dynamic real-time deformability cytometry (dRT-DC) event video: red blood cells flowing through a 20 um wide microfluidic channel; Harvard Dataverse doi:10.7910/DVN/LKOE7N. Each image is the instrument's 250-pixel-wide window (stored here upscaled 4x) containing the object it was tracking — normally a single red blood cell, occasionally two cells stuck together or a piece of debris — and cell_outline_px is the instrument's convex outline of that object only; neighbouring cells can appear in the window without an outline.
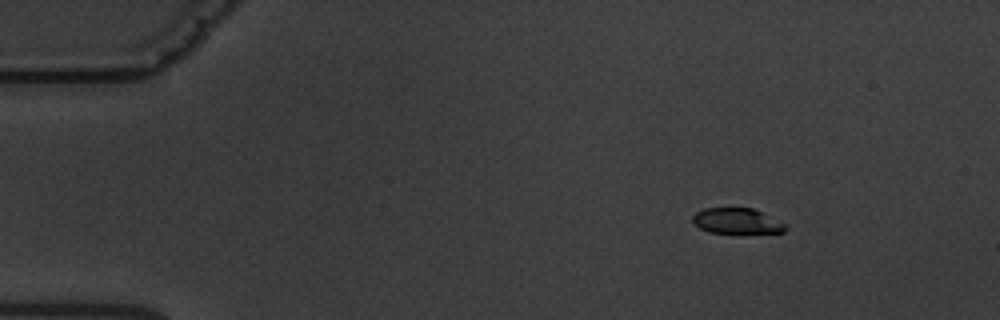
{"species": "common noctule bat (a hibernating species)", "species_latin": "Nyctalus noctula", "temperature_condition": "warm", "stored_images_in_passage": 6, "camera_frame_rate_fps": 3000, "um_per_image_px": 0.085, "animal": {"sex": "male", "body_mass_g": 19.5, "forearm_length_mm": 54.6}, "frame": {"image": 1, "passage_image": 1, "time_ms": 0.0, "image_size_px": [1000, 320], "cell_outline_px": [[788, 228], [784, 232], [708, 232], [692, 224], [692, 216], [696, 212], [704, 208], [752, 208], [788, 224]], "centroid_in_image_um": [62.62, 18.77], "position_along_channel_um": 22.4, "area_um2": 13.76}}
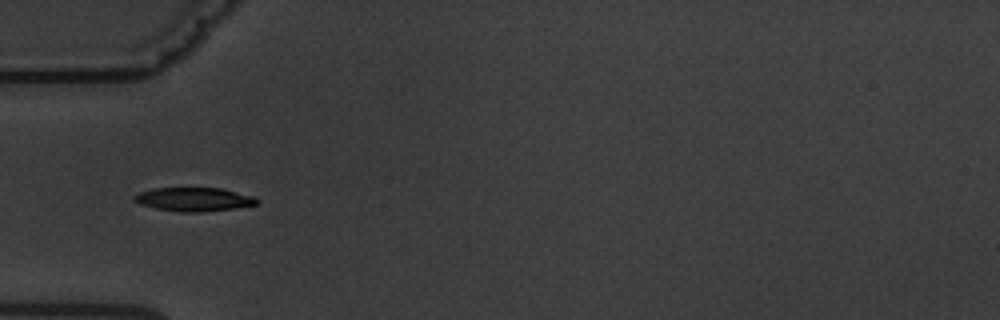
{"frame": {"image": 2, "passage_image": 4, "time_ms": 3.667, "image_size_px": [1000, 320], "cell_outline_px": [[260, 200], [256, 204], [232, 208], [200, 212], [180, 212], [156, 208], [140, 204], [132, 200], [132, 196], [140, 192], [152, 188], [224, 188], [256, 196]], "centroid_in_image_um": [16.49, 16.93], "position_along_channel_um": 68.5, "area_um2": 17.05}}
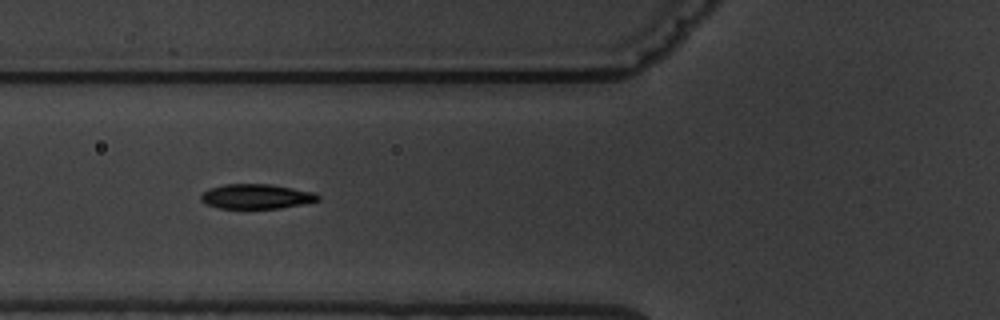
{"frame": {"image": 3, "passage_image": 5, "time_ms": 4.667, "image_size_px": [1000, 320], "cell_outline_px": [[320, 200], [280, 208], [220, 208], [208, 204], [200, 200], [200, 196], [208, 188], [224, 184], [272, 184], [312, 192], [320, 196]], "centroid_in_image_um": [21.76, 16.69], "position_along_channel_um": 104.0, "area_um2": 16.7}}